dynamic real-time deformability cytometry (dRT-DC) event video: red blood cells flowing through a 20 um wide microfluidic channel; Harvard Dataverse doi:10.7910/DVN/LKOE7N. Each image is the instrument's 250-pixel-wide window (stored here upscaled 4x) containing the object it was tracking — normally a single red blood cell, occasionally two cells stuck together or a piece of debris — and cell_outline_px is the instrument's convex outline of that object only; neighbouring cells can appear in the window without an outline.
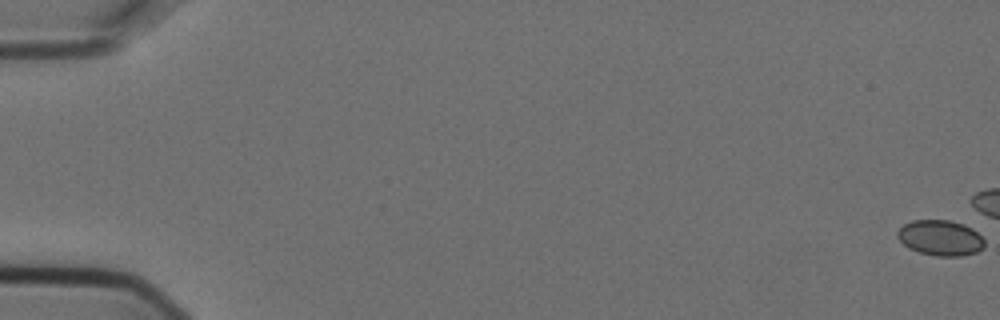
{"species": "Egyptian fruit bat (a non-hibernating species)", "species_latin": "Rousettus aegyptiacus", "temperature_condition": "cold", "stored_images_in_passage": 7, "camera_frame_rate_fps": 3000, "um_per_image_px": 0.085, "animal": {"sex": "female"}, "frame": {"image": 1, "passage_image": 1, "time_ms": 0.0, "image_size_px": [1000, 320], "cell_outline_px": [[984, 248], [976, 252], [960, 256], [936, 256], [920, 252], [908, 248], [896, 236], [896, 232], [904, 224], [912, 220], [948, 220], [964, 224], [972, 228], [984, 240]], "centroid_in_image_um": [79.92, 20.21], "position_along_channel_um": 5.1, "area_um2": 17.98}}
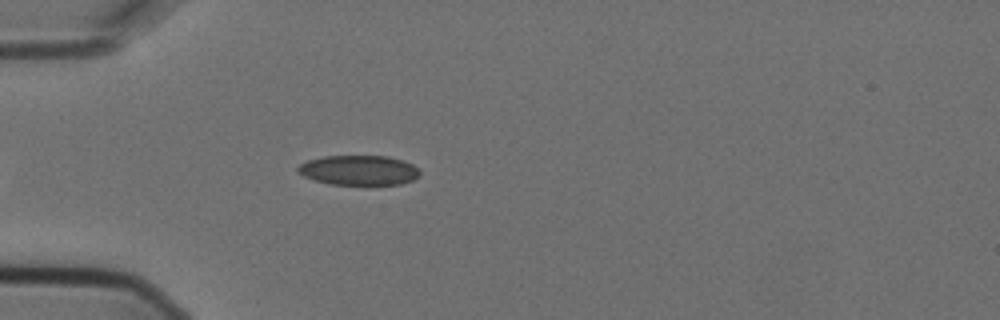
{"frame": {"image": 2, "passage_image": 7, "time_ms": 2.0, "image_size_px": [1000, 320], "cell_outline_px": [[420, 176], [412, 180], [400, 184], [332, 184], [316, 180], [304, 176], [296, 172], [296, 168], [300, 164], [308, 160], [324, 156], [388, 156], [404, 160], [412, 164], [420, 172]], "centroid_in_image_um": [30.5, 14.46], "position_along_channel_um": 54.5, "area_um2": 21.1}}